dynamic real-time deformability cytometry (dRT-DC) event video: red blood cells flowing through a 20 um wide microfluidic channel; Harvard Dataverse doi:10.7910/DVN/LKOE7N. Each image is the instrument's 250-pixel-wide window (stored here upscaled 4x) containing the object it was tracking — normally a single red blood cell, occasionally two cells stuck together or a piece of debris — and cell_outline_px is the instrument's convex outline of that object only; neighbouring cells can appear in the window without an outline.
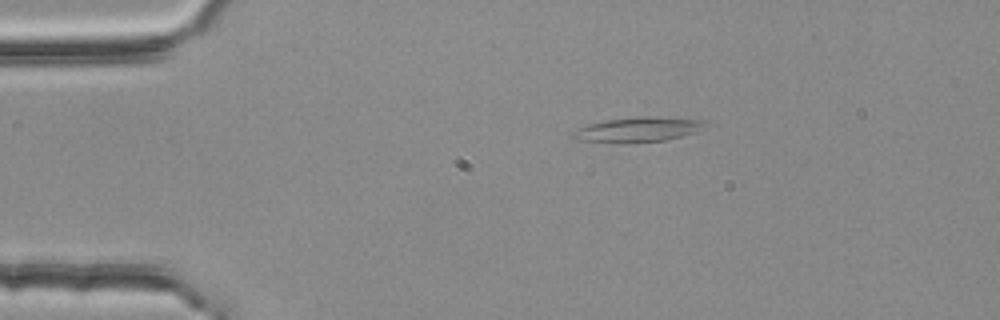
{"species": "common noctule bat (a hibernating species)", "species_latin": "Nyctalus noctula", "temperature_condition": "room temperature", "stored_images_in_passage": 47, "camera_frame_rate_fps": 3000, "um_per_image_px": 0.085, "animal": {"sex": "female", "body_mass_g": 25.1}, "frame": {"image": 1, "passage_image": 2, "time_ms": 0.333, "image_size_px": [1000, 320], "cell_outline_px": [[712, 124], [696, 132], [684, 136], [664, 140], [624, 144], [612, 144], [576, 140], [568, 136], [572, 132], [588, 124], [604, 120], [712, 120]], "centroid_in_image_um": [54.15, 11.11], "position_along_channel_um": 30.8, "area_um2": 18.38}}
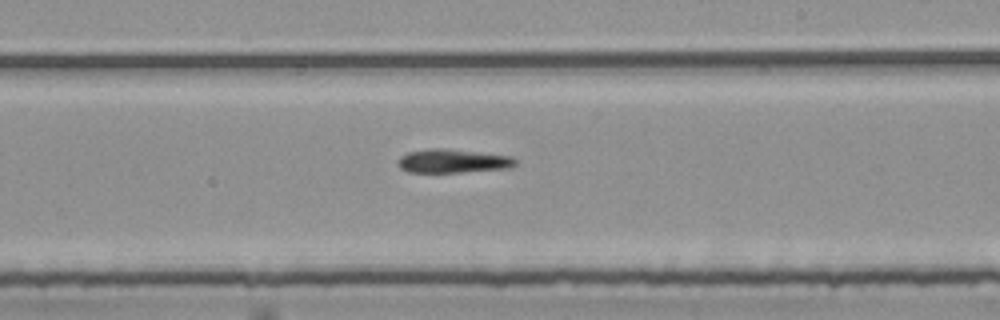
{"frame": {"image": 2, "passage_image": 24, "time_ms": 7.667, "image_size_px": [1000, 320], "cell_outline_px": [[516, 164], [512, 168], [460, 172], [408, 172], [400, 168], [396, 164], [400, 156], [408, 152], [428, 148], [444, 148], [512, 156], [516, 160]], "centroid_in_image_um": [38.47, 13.68], "position_along_channel_um": 250.5, "area_um2": 16.36}}
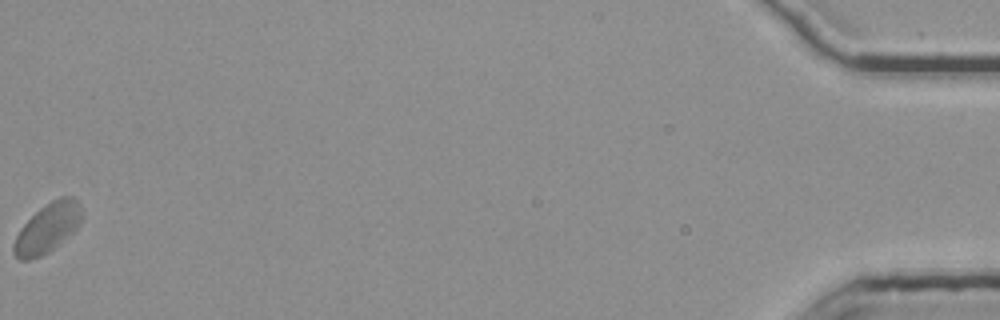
{"frame": {"image": 3, "passage_image": 47, "time_ms": 15.333, "image_size_px": [1000, 320], "cell_outline_px": [[84, 220], [68, 236], [48, 252], [40, 256], [28, 260], [20, 260], [12, 252], [12, 244], [20, 228], [40, 208], [52, 200], [60, 196], [72, 196], [80, 204], [84, 216]], "centroid_in_image_um": [4.06, 19.37], "position_along_channel_um": 431.1, "area_um2": 19.59}}